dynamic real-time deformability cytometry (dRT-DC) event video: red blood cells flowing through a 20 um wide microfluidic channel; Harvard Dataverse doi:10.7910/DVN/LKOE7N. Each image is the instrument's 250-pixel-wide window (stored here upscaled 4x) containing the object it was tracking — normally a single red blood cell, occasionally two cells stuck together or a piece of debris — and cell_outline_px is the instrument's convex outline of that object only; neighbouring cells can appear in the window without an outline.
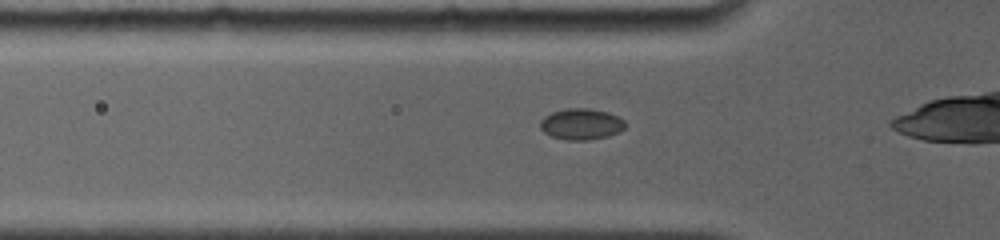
{"species": "common noctule bat (a hibernating species)", "species_latin": "Nyctalus noctula", "temperature_condition": "room temperature", "stored_images_in_passage": 33, "camera_frame_rate_fps": 4000, "um_per_image_px": 0.085, "animal": {"sex": "female", "body_mass_g": 19.0, "forearm_length_mm": 56.7}, "frame": {"image": 1, "passage_image": 7, "time_ms": 2.25, "image_size_px": [1000, 240], "cell_outline_px": [[624, 128], [608, 136], [588, 140], [564, 140], [552, 136], [544, 132], [540, 128], [540, 120], [544, 116], [552, 112], [564, 108], [588, 108], [608, 112], [624, 120]], "centroid_in_image_um": [49.36, 10.54], "position_along_channel_um": 76.4, "area_um2": 15.37}}
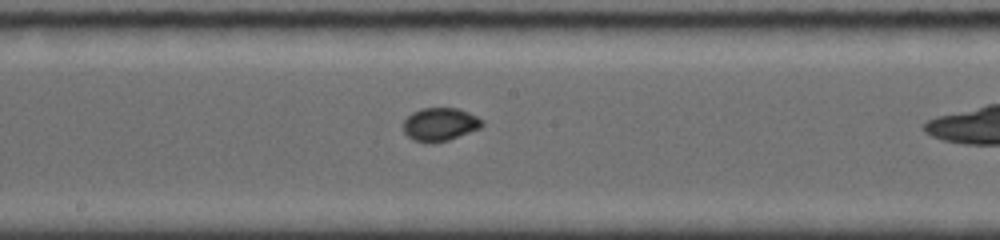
{"frame": {"image": 2, "passage_image": 16, "time_ms": 5.75, "image_size_px": [1000, 240], "cell_outline_px": [[484, 124], [480, 128], [448, 140], [412, 140], [404, 132], [404, 120], [412, 112], [420, 108], [460, 108], [484, 120]], "centroid_in_image_um": [37.43, 10.52], "position_along_channel_um": 210.8, "area_um2": 14.85}}
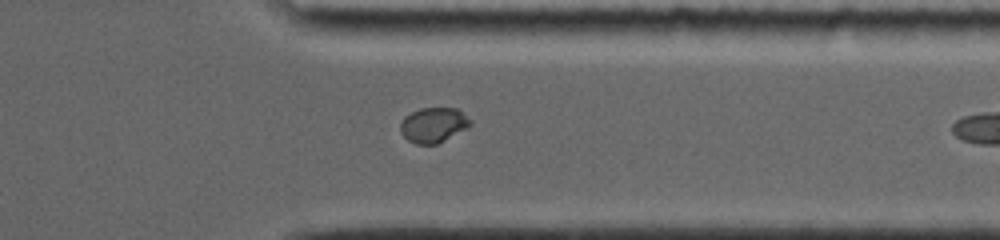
{"frame": {"image": 3, "passage_image": 27, "time_ms": 10.0, "image_size_px": [1000, 240], "cell_outline_px": [[472, 124], [468, 128], [436, 144], [416, 144], [408, 140], [400, 132], [400, 124], [404, 116], [420, 108], [456, 108], [472, 120]], "centroid_in_image_um": [36.84, 10.62], "position_along_channel_um": 374.6, "area_um2": 14.28}}